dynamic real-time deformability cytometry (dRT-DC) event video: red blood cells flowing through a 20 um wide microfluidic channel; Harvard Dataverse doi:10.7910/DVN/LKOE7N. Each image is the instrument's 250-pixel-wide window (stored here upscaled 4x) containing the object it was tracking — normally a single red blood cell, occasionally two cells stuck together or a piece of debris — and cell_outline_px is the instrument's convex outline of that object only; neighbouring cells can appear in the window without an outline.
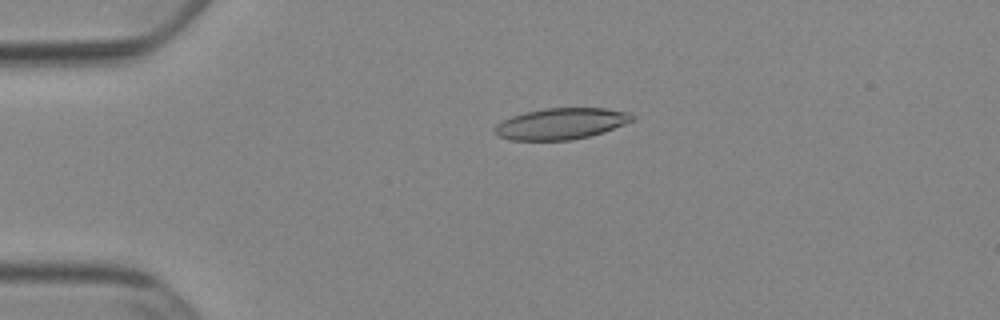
{"species": "Egyptian fruit bat (a non-hibernating species)", "species_latin": "Rousettus aegyptiacus", "temperature_condition": "cold", "stored_images_in_passage": 43, "camera_frame_rate_fps": 3000, "um_per_image_px": 0.085, "animal": {"sex": "female"}, "frame": {"image": 1, "passage_image": 3, "time_ms": 0.667, "image_size_px": [1000, 320], "cell_outline_px": [[636, 116], [632, 120], [624, 124], [604, 132], [572, 140], [512, 140], [500, 136], [492, 132], [492, 128], [496, 124], [512, 116], [524, 112], [544, 108], [604, 108], [628, 112]], "centroid_in_image_um": [47.66, 10.51], "position_along_channel_um": 37.3, "area_um2": 25.03}}
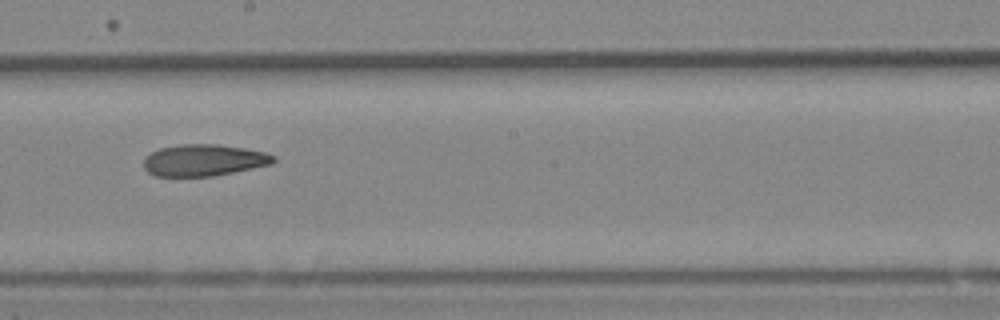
{"frame": {"image": 2, "passage_image": 21, "time_ms": 6.667, "image_size_px": [1000, 320], "cell_outline_px": [[276, 160], [272, 164], [212, 176], [156, 176], [148, 172], [144, 168], [144, 160], [152, 152], [160, 148], [180, 144], [216, 144], [244, 148], [264, 152], [276, 156]], "centroid_in_image_um": [17.34, 13.61], "position_along_channel_um": 230.9, "area_um2": 23.76}}
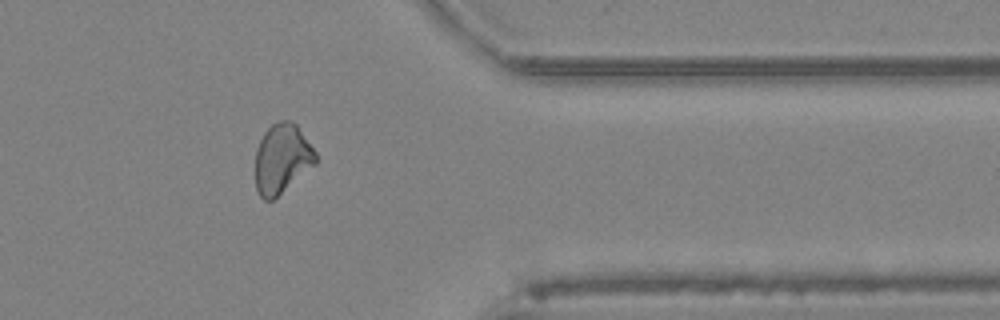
{"frame": {"image": 3, "passage_image": 34, "time_ms": 11.0, "image_size_px": [1000, 320], "cell_outline_px": [[316, 164], [272, 200], [264, 200], [260, 196], [256, 188], [256, 148], [264, 132], [276, 120], [292, 120], [296, 124], [316, 152]], "centroid_in_image_um": [23.96, 13.46], "position_along_channel_um": 387.4, "area_um2": 24.33}, "authors_computed_cell_mechanics": {"area_um2": 24.6806, "velocity_mm_per_s": 3.8874, "shape_relaxation_time_tau1_ms": null, "shape_relaxation_time_tau2_ms": 5.8895, "deformation_change_tau1": null, "deformation_change_tau2": 0.1531}}